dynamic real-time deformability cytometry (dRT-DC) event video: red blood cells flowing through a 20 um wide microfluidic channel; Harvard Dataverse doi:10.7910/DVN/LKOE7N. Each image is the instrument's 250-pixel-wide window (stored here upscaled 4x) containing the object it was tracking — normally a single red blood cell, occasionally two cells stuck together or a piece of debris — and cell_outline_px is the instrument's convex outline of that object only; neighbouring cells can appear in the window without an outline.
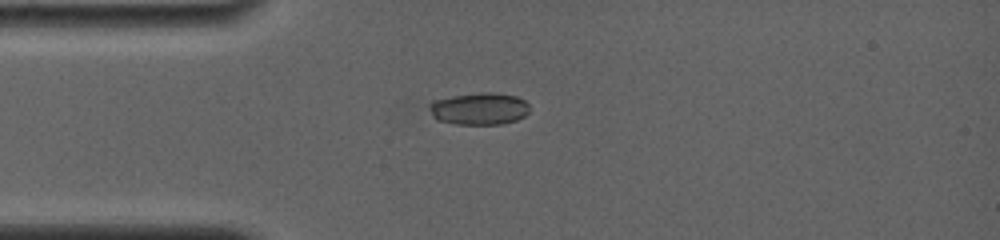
{"species": "common noctule bat (a hibernating species)", "species_latin": "Nyctalus noctula", "temperature_condition": "room temperature", "stored_images_in_passage": 50, "camera_frame_rate_fps": 4000, "um_per_image_px": 0.085, "animal": {"sex": "female", "body_mass_g": 19.0, "forearm_length_mm": 56.7}, "frame": {"image": 1, "passage_image": 1, "time_ms": 0.0, "image_size_px": [1000, 240], "cell_outline_px": [[528, 112], [524, 116], [516, 120], [500, 124], [456, 124], [436, 120], [432, 116], [428, 108], [428, 104], [432, 100], [452, 96], [484, 92], [492, 92], [516, 96], [524, 100], [528, 104]], "centroid_in_image_um": [40.69, 9.24], "position_along_channel_um": 44.3, "area_um2": 18.84}}
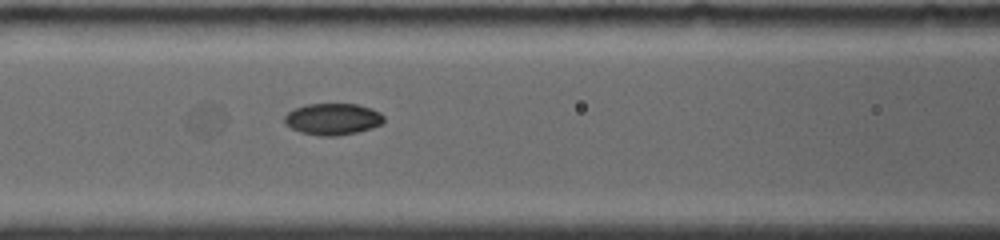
{"frame": {"image": 2, "passage_image": 12, "time_ms": 2.75, "image_size_px": [1000, 240], "cell_outline_px": [[384, 120], [380, 124], [372, 128], [356, 132], [336, 136], [320, 136], [300, 132], [284, 124], [284, 116], [288, 112], [296, 108], [308, 104], [356, 104], [372, 108], [380, 112], [384, 116]], "centroid_in_image_um": [28.28, 10.12], "position_along_channel_um": 138.3, "area_um2": 18.26}}
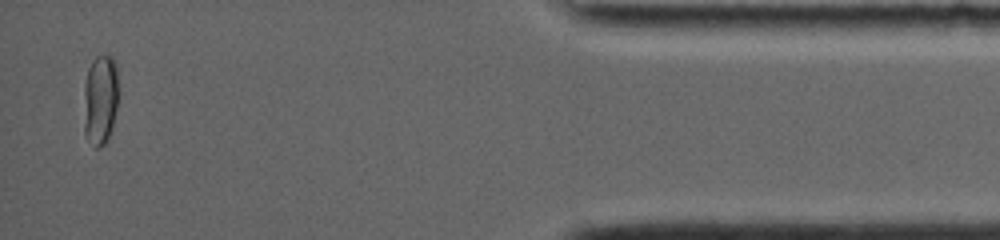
{"frame": {"image": 3, "passage_image": 48, "time_ms": 11.75, "image_size_px": [1000, 240], "cell_outline_px": [[116, 108], [112, 128], [108, 140], [104, 144], [96, 148], [84, 132], [84, 84], [88, 68], [92, 60], [96, 56], [112, 56], [116, 60]], "centroid_in_image_um": [8.5, 8.45], "position_along_channel_um": 426.7, "area_um2": 18.09}}